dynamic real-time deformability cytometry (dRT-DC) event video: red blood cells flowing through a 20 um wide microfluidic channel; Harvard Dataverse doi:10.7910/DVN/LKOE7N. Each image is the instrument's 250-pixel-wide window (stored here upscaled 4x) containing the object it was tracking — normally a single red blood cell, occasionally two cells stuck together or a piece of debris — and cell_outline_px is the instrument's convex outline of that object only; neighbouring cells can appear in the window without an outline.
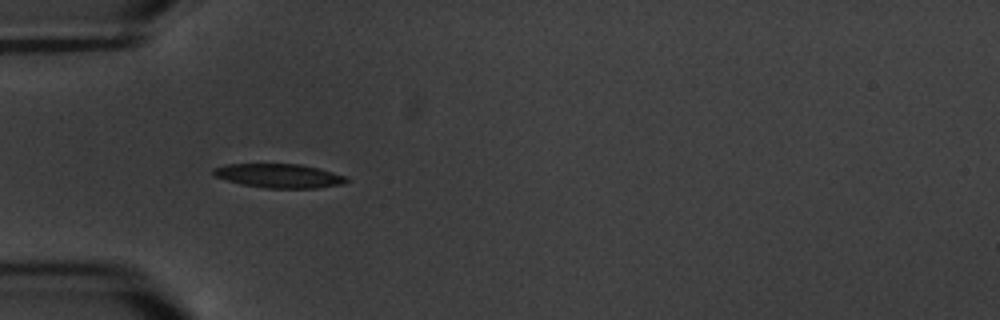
{"species": "common noctule bat (a hibernating species)", "species_latin": "Nyctalus noctula", "temperature_condition": "warm", "stored_images_in_passage": 7, "camera_frame_rate_fps": 3000, "um_per_image_px": 0.085, "animal": {"sex": "male", "body_mass_g": 20.1, "forearm_length_mm": 53.5}, "frame": {"image": 1, "passage_image": 5, "time_ms": 4.667, "image_size_px": [1000, 320], "cell_outline_px": [[348, 180], [344, 184], [316, 188], [264, 188], [244, 184], [228, 180], [216, 176], [212, 172], [212, 168], [224, 164], [300, 164], [332, 172], [344, 176]], "centroid_in_image_um": [23.7, 14.94], "position_along_channel_um": 61.3, "area_um2": 18.38}}
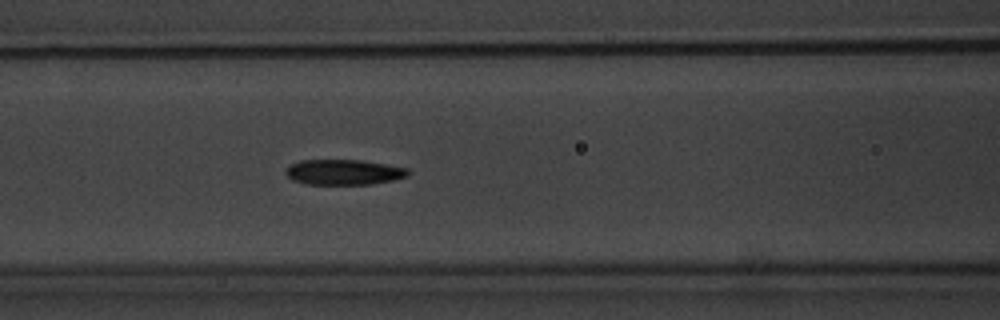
{"frame": {"image": 2, "passage_image": 7, "time_ms": 7.0, "image_size_px": [1000, 320], "cell_outline_px": [[412, 172], [408, 176], [392, 180], [372, 184], [304, 184], [292, 180], [284, 172], [288, 164], [300, 160], [360, 160], [408, 168]], "centroid_in_image_um": [29.19, 14.63], "position_along_channel_um": 137.4, "area_um2": 18.21}}